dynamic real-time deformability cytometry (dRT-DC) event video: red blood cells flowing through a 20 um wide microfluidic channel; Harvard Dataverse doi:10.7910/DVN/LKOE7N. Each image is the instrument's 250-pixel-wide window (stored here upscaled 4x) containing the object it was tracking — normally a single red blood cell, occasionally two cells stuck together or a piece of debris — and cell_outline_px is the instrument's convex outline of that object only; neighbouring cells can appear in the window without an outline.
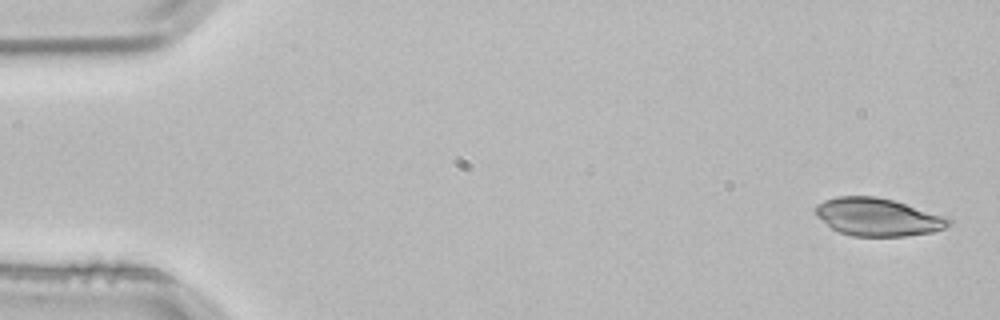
{"species": "common noctule bat (a hibernating species)", "species_latin": "Nyctalus noctula", "temperature_condition": "room temperature", "stored_images_in_passage": 4, "camera_frame_rate_fps": 3000, "um_per_image_px": 0.085, "animal": {"sex": "male", "body_mass_g": 21.5, "forearm_length_mm": 52.0}, "frame": {"image": 1, "passage_image": 1, "time_ms": 0.0, "image_size_px": [1000, 320], "cell_outline_px": [[952, 224], [944, 228], [932, 232], [904, 236], [852, 236], [840, 232], [832, 228], [816, 216], [816, 204], [824, 200], [836, 196], [876, 196], [892, 200], [952, 220]], "centroid_in_image_um": [74.55, 18.45], "position_along_channel_um": 10.5, "area_um2": 28.84}}
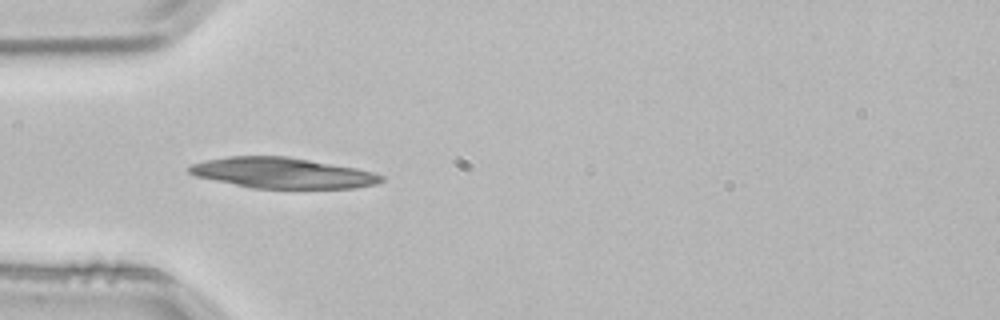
{"frame": {"image": 2, "passage_image": 4, "time_ms": 1.0, "image_size_px": [1000, 320], "cell_outline_px": [[384, 180], [376, 184], [356, 188], [252, 188], [196, 176], [188, 172], [188, 168], [192, 164], [208, 160], [228, 156], [288, 156], [356, 168], [372, 172], [384, 176]], "centroid_in_image_um": [24.04, 14.7], "position_along_channel_um": 61.0, "area_um2": 34.04}}